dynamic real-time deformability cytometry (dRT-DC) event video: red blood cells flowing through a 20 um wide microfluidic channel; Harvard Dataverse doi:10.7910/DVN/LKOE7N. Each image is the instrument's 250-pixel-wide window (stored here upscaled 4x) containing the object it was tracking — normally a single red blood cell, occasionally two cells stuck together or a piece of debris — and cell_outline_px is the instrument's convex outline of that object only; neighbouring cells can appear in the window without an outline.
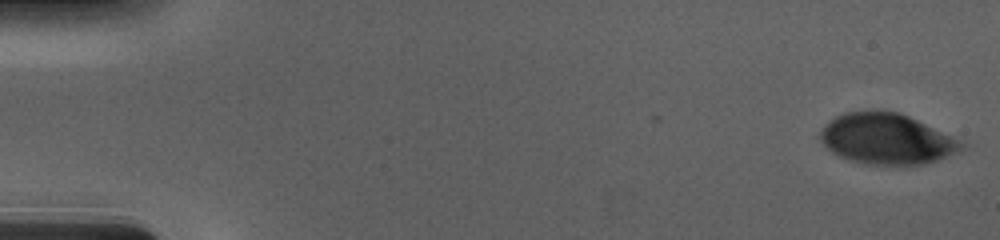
{"species": "human", "species_latin": "Homo sapiens", "temperature_condition": "cold", "stored_images_in_passage": 13, "camera_frame_rate_fps": 3000, "um_per_image_px": 0.085, "donor": {"sex": "male"}, "frame": {"image": 1, "passage_image": 1, "time_ms": 0.0, "image_size_px": [1000, 240], "cell_outline_px": [[968, 144], [960, 152], [924, 164], [864, 164], [840, 156], [832, 152], [820, 140], [820, 128], [828, 120], [844, 112], [900, 112], [960, 140]], "centroid_in_image_um": [75.37, 11.81], "position_along_channel_um": 9.6, "area_um2": 41.33}}